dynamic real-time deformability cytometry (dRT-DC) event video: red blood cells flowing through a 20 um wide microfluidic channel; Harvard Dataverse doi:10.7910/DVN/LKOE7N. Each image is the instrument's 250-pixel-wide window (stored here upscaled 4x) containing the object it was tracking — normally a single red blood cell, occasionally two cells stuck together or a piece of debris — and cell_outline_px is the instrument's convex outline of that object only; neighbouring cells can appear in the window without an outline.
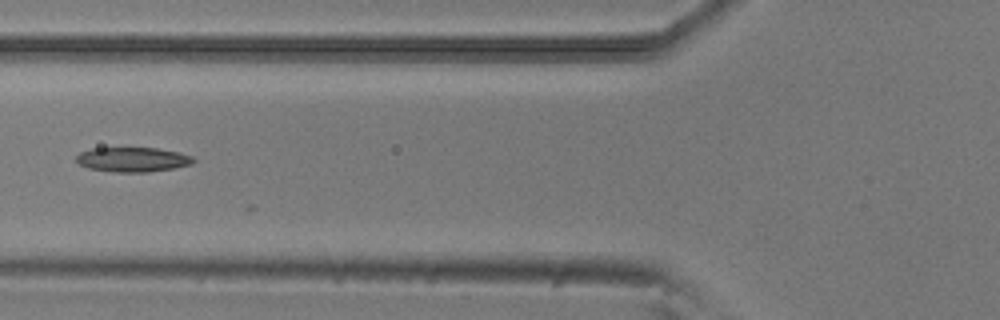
{"species": "common noctule bat (a hibernating species)", "species_latin": "Nyctalus noctula", "temperature_condition": "room temperature", "stored_images_in_passage": 24, "camera_frame_rate_fps": 3000, "um_per_image_px": 0.085, "animal": {"sex": "male", "body_mass_g": 20.5, "forearm_length_mm": 52.5}, "frame": {"image": 1, "passage_image": 20, "time_ms": 6.333, "image_size_px": [1000, 320], "cell_outline_px": [[196, 160], [192, 164], [172, 168], [148, 172], [116, 172], [88, 168], [80, 164], [76, 160], [76, 156], [80, 152], [92, 148], [156, 148], [180, 152], [192, 156]], "centroid_in_image_um": [11.29, 13.55], "position_along_channel_um": 114.5, "area_um2": 16.76}}
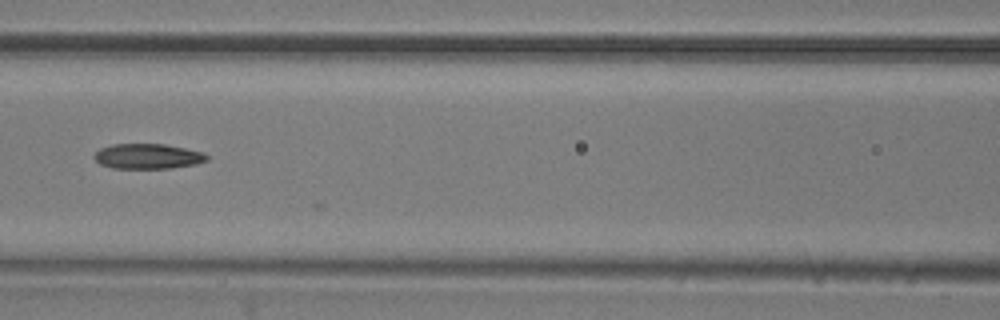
{"frame": {"image": 2, "passage_image": 23, "time_ms": 7.333, "image_size_px": [1000, 320], "cell_outline_px": [[208, 160], [196, 164], [172, 168], [112, 168], [100, 164], [92, 156], [100, 148], [112, 144], [164, 144], [204, 152], [208, 156]], "centroid_in_image_um": [12.56, 13.28], "position_along_channel_um": 154.0, "area_um2": 16.53}}